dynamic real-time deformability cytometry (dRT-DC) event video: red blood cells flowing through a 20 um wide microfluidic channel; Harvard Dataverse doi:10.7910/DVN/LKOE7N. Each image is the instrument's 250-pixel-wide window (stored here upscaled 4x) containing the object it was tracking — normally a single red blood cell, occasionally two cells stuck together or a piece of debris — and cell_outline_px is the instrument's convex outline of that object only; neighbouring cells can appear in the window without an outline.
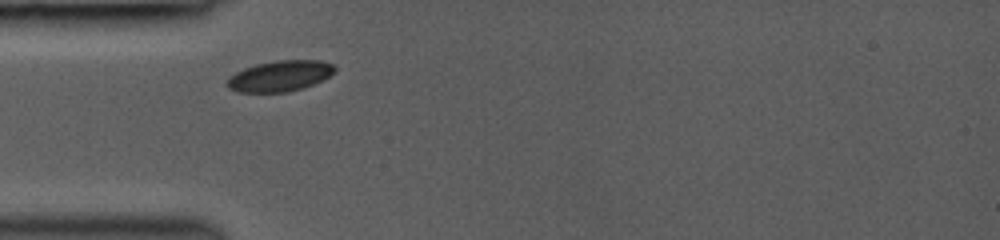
{"species": "common noctule bat (a hibernating species)", "species_latin": "Nyctalus noctula", "temperature_condition": "room temperature", "stored_images_in_passage": 3, "camera_frame_rate_fps": 3000, "um_per_image_px": 0.085, "animal": {"sex": "female", "body_mass_g": 19.0, "forearm_length_mm": 53.3}, "frame": {"image": 1, "passage_image": 1, "time_ms": 0.0, "image_size_px": [1000, 240], "cell_outline_px": [[336, 72], [304, 88], [288, 92], [236, 92], [228, 88], [228, 80], [236, 72], [244, 68], [256, 64], [276, 60], [320, 60], [332, 64], [336, 68]], "centroid_in_image_um": [23.81, 6.46], "position_along_channel_um": 61.2, "area_um2": 19.19}}
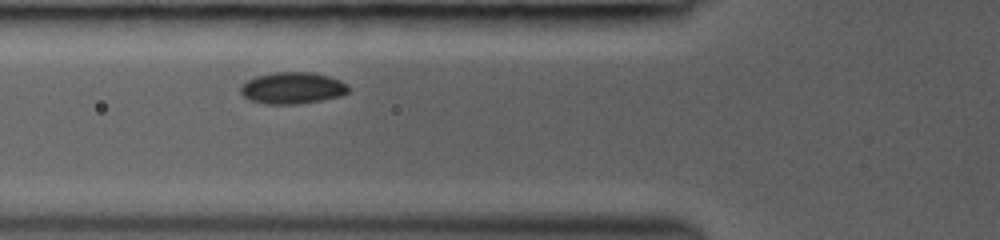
{"frame": {"image": 2, "passage_image": 2, "time_ms": 1.0, "image_size_px": [1000, 240], "cell_outline_px": [[348, 92], [340, 96], [324, 100], [296, 104], [264, 104], [248, 100], [240, 92], [240, 84], [256, 76], [276, 72], [312, 72], [328, 76], [340, 80], [348, 84]], "centroid_in_image_um": [24.84, 7.49], "position_along_channel_um": 101.0, "area_um2": 20.06}}